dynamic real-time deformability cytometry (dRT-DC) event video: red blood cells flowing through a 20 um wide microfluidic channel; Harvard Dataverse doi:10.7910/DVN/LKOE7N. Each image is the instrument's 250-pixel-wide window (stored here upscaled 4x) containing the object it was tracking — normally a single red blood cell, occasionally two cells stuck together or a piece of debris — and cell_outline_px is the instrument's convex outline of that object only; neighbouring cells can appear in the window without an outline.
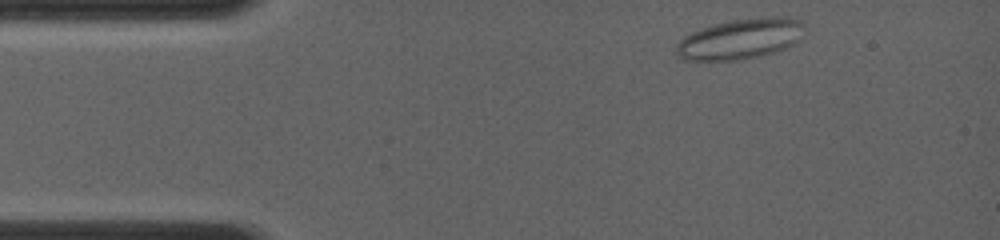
{"species": "common noctule bat (a hibernating species)", "species_latin": "Nyctalus noctula", "temperature_condition": "room temperature", "stored_images_in_passage": 9, "camera_frame_rate_fps": 4000, "um_per_image_px": 0.085, "animal": {"sex": "female", "body_mass_g": 19.0, "forearm_length_mm": 56.7}, "frame": {"image": 1, "passage_image": 2, "time_ms": 0.25, "image_size_px": [1000, 240], "cell_outline_px": [[808, 28], [800, 40], [788, 48], [776, 52], [744, 60], [684, 60], [676, 52], [676, 44], [684, 36], [692, 32], [716, 24], [732, 20], [776, 16], [788, 16], [800, 20]], "centroid_in_image_um": [63.04, 3.31], "position_along_channel_um": 22.0, "area_um2": 30.58}}
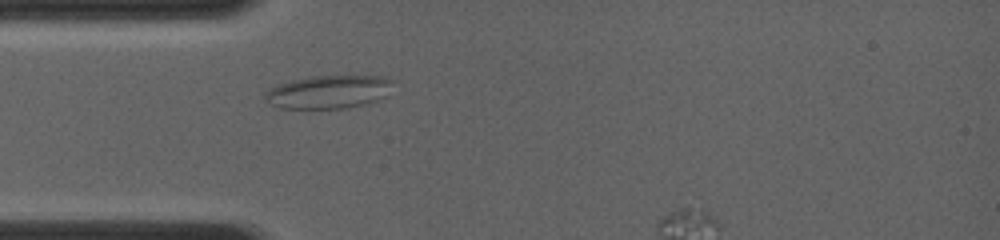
{"frame": {"image": 2, "passage_image": 6, "time_ms": 2.5, "image_size_px": [1000, 240], "cell_outline_px": [[396, 80], [388, 96], [368, 104], [344, 108], [280, 108], [264, 100], [264, 92], [268, 88], [292, 80], [312, 76], [384, 76]], "centroid_in_image_um": [28.0, 7.8], "position_along_channel_um": 57.0, "area_um2": 25.14}}
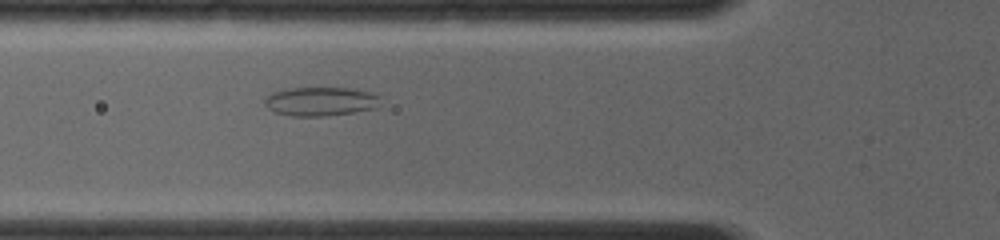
{"frame": {"image": 3, "passage_image": 8, "time_ms": 3.5, "image_size_px": [1000, 240], "cell_outline_px": [[380, 108], [324, 116], [292, 116], [276, 112], [268, 108], [264, 104], [264, 100], [272, 92], [288, 88], [356, 88], [372, 92], [380, 96]], "centroid_in_image_um": [27.31, 8.61], "position_along_channel_um": 98.5, "area_um2": 19.71}}